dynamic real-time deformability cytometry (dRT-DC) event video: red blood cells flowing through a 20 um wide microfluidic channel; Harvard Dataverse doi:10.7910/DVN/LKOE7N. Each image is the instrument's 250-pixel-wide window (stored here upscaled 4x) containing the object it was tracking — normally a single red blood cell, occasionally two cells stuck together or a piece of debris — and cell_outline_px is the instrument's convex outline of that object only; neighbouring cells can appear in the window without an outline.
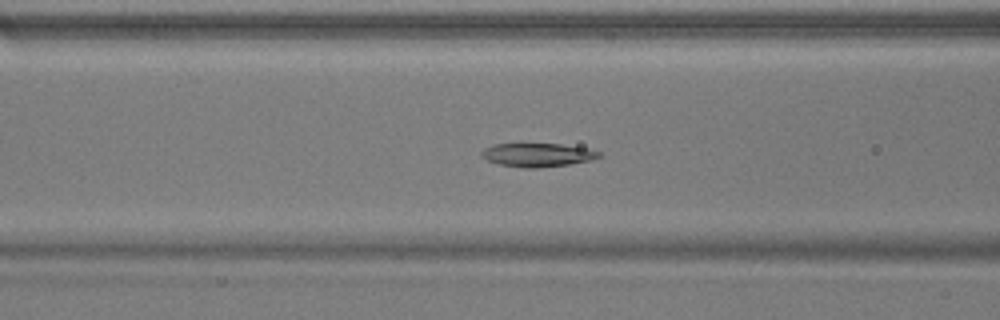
{"species": "common noctule bat (a hibernating species)", "species_latin": "Nyctalus noctula", "temperature_condition": "warm", "stored_images_in_passage": 54, "camera_frame_rate_fps": 3000, "um_per_image_px": 0.085, "animal": {"sex": "male", "body_mass_g": 17.9}, "frame": {"image": 1, "passage_image": 22, "time_ms": 7.0, "image_size_px": [1000, 320], "cell_outline_px": [[600, 156], [592, 160], [568, 164], [536, 168], [524, 168], [500, 164], [488, 160], [480, 156], [480, 152], [484, 148], [492, 144], [560, 144], [584, 148], [600, 152]], "centroid_in_image_um": [45.64, 13.16], "position_along_channel_um": 121.0, "area_um2": 15.95}}
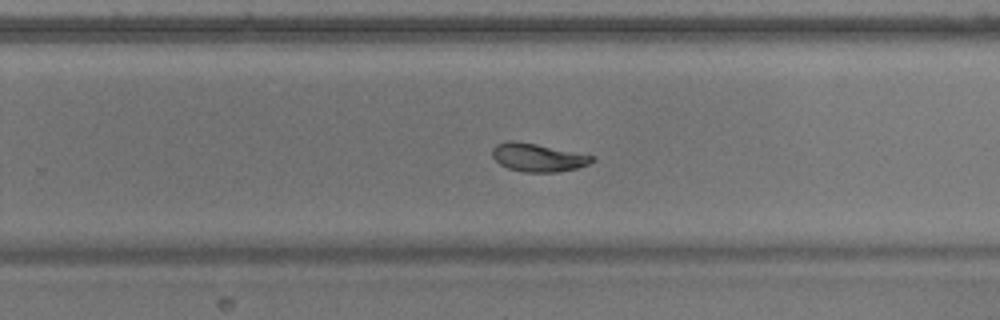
{"frame": {"image": 2, "passage_image": 35, "time_ms": 11.333, "image_size_px": [1000, 320], "cell_outline_px": [[596, 160], [588, 164], [576, 168], [556, 172], [524, 172], [508, 168], [500, 164], [492, 156], [492, 148], [496, 144], [508, 140], [516, 140], [536, 144], [592, 156]], "centroid_in_image_um": [45.66, 13.38], "position_along_channel_um": 284.1, "area_um2": 16.18}}
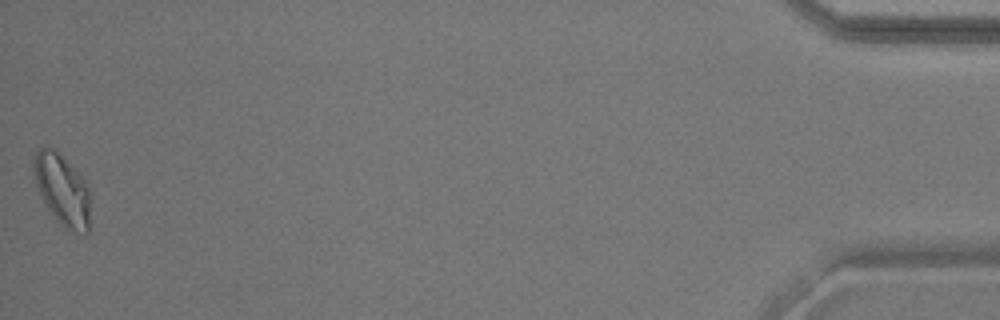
{"frame": {"image": 3, "passage_image": 54, "time_ms": 17.667, "image_size_px": [1000, 320], "cell_outline_px": [[92, 196], [88, 236], [84, 236], [64, 228], [56, 220], [40, 196], [36, 184], [32, 164], [32, 160], [36, 152], [44, 144], [48, 144], [56, 148], [80, 172], [92, 192]], "centroid_in_image_um": [5.34, 16.11], "position_along_channel_um": 429.9, "area_um2": 24.91}, "authors_computed_cell_mechanics": {"area_um2": 17.6868, "velocity_mm_per_s": 3.7733, "shape_relaxation_time_tau1_ms": 3.2438, "shape_relaxation_time_tau2_ms": 2.2537, "deformation_change_tau1": 0.1541, "deformation_change_tau2": 0.0591}}